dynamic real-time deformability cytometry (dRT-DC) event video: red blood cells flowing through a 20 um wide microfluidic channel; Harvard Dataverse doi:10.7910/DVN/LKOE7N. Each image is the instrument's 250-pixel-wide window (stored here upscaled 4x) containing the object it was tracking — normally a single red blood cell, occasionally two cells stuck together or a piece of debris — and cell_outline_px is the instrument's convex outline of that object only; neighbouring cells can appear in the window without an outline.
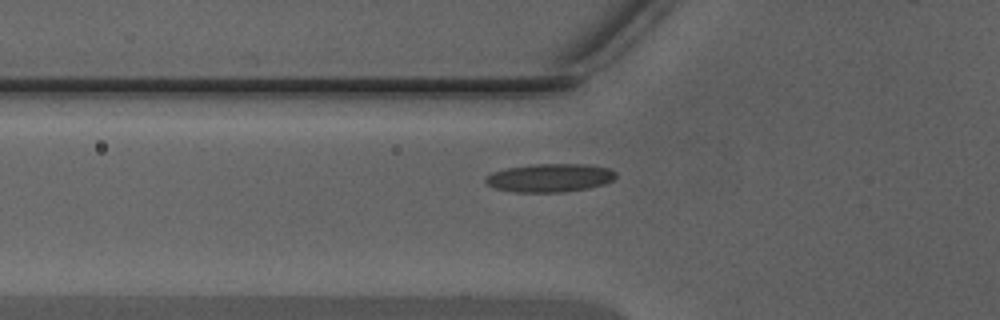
{"species": "Egyptian fruit bat (a non-hibernating species)", "species_latin": "Rousettus aegyptiacus", "temperature_condition": "warm", "stored_images_in_passage": 31, "camera_frame_rate_fps": 3000, "um_per_image_px": 0.085, "animal": {"sex": "male"}, "frame": {"image": 1, "passage_image": 5, "time_ms": 1.333, "image_size_px": [1000, 320], "cell_outline_px": [[616, 176], [612, 180], [604, 184], [588, 188], [564, 192], [512, 192], [492, 188], [484, 180], [484, 176], [492, 172], [508, 168], [536, 164], [584, 164], [608, 168], [616, 172]], "centroid_in_image_um": [46.7, 15.12], "position_along_channel_um": 79.1, "area_um2": 21.56}}
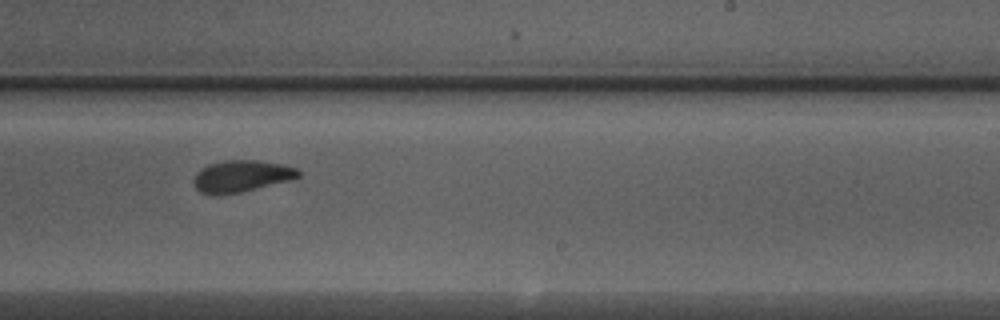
{"frame": {"image": 2, "passage_image": 18, "time_ms": 5.667, "image_size_px": [1000, 320], "cell_outline_px": [[300, 176], [292, 180], [240, 192], [216, 196], [212, 196], [200, 192], [196, 188], [196, 172], [200, 168], [208, 164], [224, 160], [256, 160], [284, 164], [296, 168], [300, 172]], "centroid_in_image_um": [20.53, 14.97], "position_along_channel_um": 268.5, "area_um2": 19.48}}
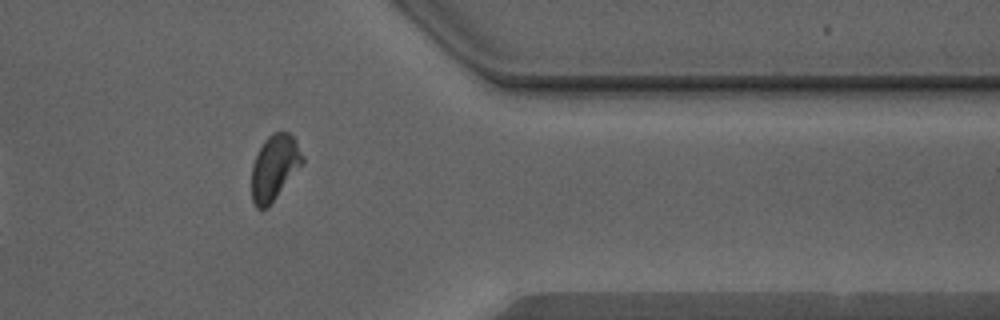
{"frame": {"image": 3, "passage_image": 27, "time_ms": 8.667, "image_size_px": [1000, 320], "cell_outline_px": [[304, 164], [268, 208], [256, 208], [252, 200], [252, 164], [264, 140], [272, 132], [288, 132], [296, 140], [304, 156]], "centroid_in_image_um": [23.36, 14.24], "position_along_channel_um": 388.0, "area_um2": 19.59}, "authors_computed_cell_mechanics": {"area_um2": 19.652, "velocity_mm_per_s": 4.3676, "shape_relaxation_time_tau1_ms": 4.2693, "shape_relaxation_time_tau2_ms": 2.1059, "deformation_change_tau1": 0.1683, "deformation_change_tau2": 0.0926}}